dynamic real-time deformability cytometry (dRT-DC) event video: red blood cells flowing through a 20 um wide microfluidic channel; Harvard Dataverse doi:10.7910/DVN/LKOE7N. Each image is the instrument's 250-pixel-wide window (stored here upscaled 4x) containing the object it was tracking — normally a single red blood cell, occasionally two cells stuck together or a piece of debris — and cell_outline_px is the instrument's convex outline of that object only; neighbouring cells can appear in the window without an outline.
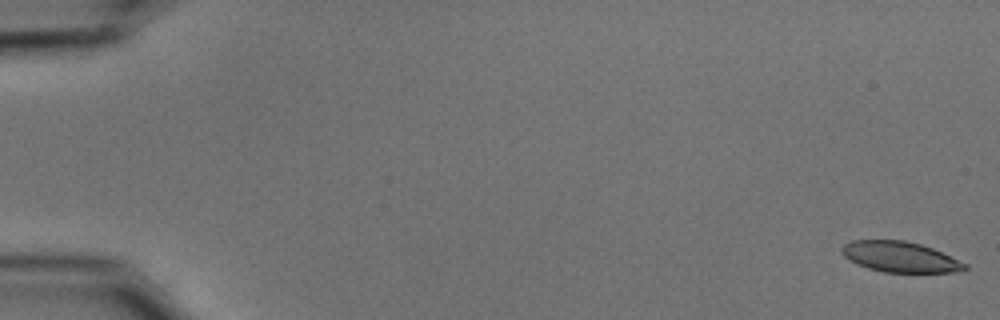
{"species": "common noctule bat (a hibernating species)", "species_latin": "Nyctalus noctula", "temperature_condition": "cold", "stored_images_in_passage": 55, "camera_frame_rate_fps": 3000, "um_per_image_px": 0.085, "animal": {"sex": "male", "body_mass_g": 15.6}, "frame": {"image": 1, "passage_image": 1, "time_ms": 0.0, "image_size_px": [1000, 320], "cell_outline_px": [[968, 268], [952, 272], [884, 272], [868, 268], [856, 264], [848, 260], [840, 252], [840, 248], [844, 244], [852, 240], [904, 240], [920, 244], [932, 248], [968, 264]], "centroid_in_image_um": [76.46, 21.83], "position_along_channel_um": 8.5, "area_um2": 21.91}}
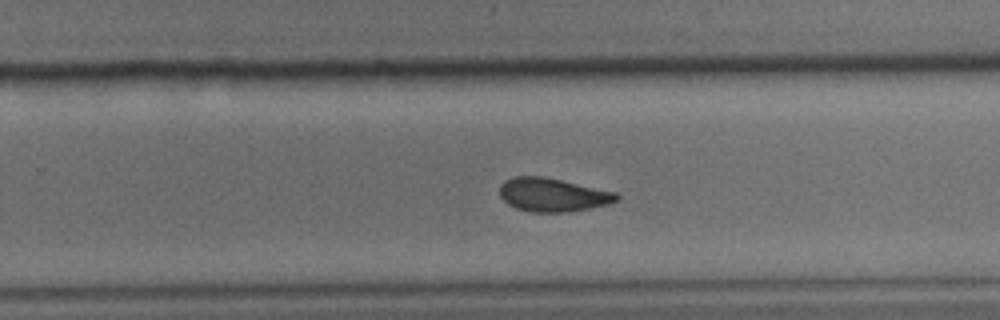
{"frame": {"image": 2, "passage_image": 36, "time_ms": 11.667, "image_size_px": [1000, 320], "cell_outline_px": [[620, 200], [608, 204], [568, 212], [532, 212], [516, 208], [508, 204], [500, 196], [500, 184], [504, 180], [512, 176], [540, 176], [560, 180], [616, 192], [620, 196]], "centroid_in_image_um": [46.96, 16.56], "position_along_channel_um": 282.8, "area_um2": 22.77}}
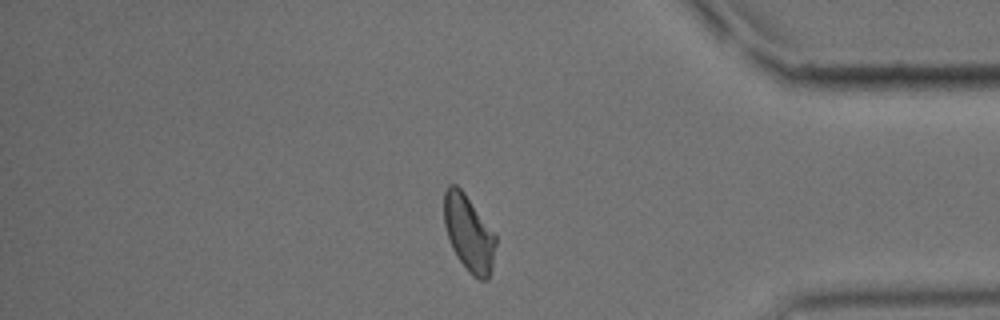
{"frame": {"image": 3, "passage_image": 47, "time_ms": 15.333, "image_size_px": [1000, 320], "cell_outline_px": [[496, 244], [492, 264], [488, 280], [480, 280], [472, 276], [468, 272], [456, 256], [452, 248], [444, 224], [444, 192], [448, 184], [456, 184], [464, 192], [496, 236]], "centroid_in_image_um": [39.83, 19.83], "position_along_channel_um": 395.4, "area_um2": 22.77}, "authors_computed_cell_mechanics": {"area_um2": 23.5824, "velocity_mm_per_s": 3.6916, "shape_relaxation_time_tau1_ms": 5.027, "shape_relaxation_time_tau2_ms": 3.6204, "deformation_change_tau1": 0.1328, "deformation_change_tau2": 0.0993}}